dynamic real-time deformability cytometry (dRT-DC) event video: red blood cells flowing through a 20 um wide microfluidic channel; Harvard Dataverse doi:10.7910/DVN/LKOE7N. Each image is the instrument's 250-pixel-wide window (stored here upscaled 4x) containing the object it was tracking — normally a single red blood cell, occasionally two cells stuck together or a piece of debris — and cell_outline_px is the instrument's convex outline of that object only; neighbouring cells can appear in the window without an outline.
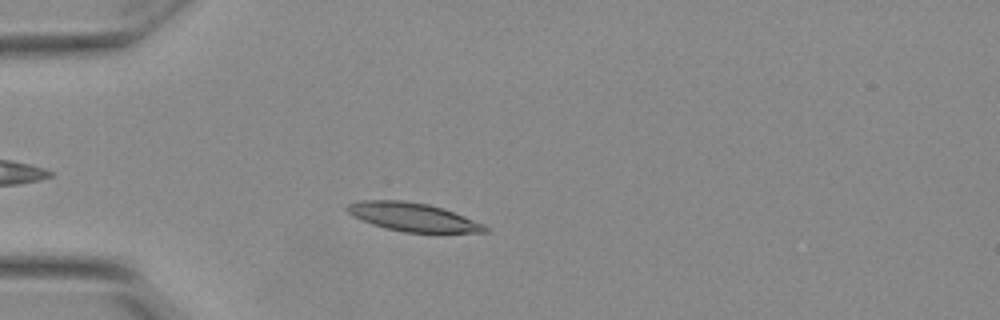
{"species": "Egyptian fruit bat (a non-hibernating species)", "species_latin": "Rousettus aegyptiacus", "temperature_condition": "warm", "stored_images_in_passage": 50, "camera_frame_rate_fps": 3000, "um_per_image_px": 0.085, "animal": {"sex": "female"}, "frame": {"image": 1, "passage_image": 11, "time_ms": 3.333, "image_size_px": [1000, 320], "cell_outline_px": [[488, 232], [404, 232], [384, 228], [372, 224], [352, 216], [344, 208], [348, 204], [360, 200], [404, 200], [428, 204], [444, 208], [484, 224], [488, 228]], "centroid_in_image_um": [35.06, 18.44], "position_along_channel_um": 49.9, "area_um2": 22.83}}
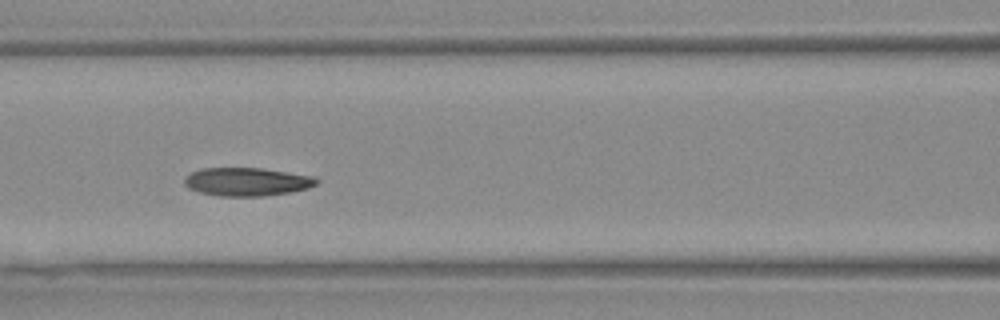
{"frame": {"image": 2, "passage_image": 20, "time_ms": 6.333, "image_size_px": [1000, 320], "cell_outline_px": [[320, 180], [316, 184], [308, 188], [292, 192], [264, 196], [220, 196], [200, 192], [188, 188], [184, 184], [184, 180], [192, 172], [204, 168], [260, 168], [316, 176]], "centroid_in_image_um": [21.04, 15.45], "position_along_channel_um": 145.6, "area_um2": 21.79}}
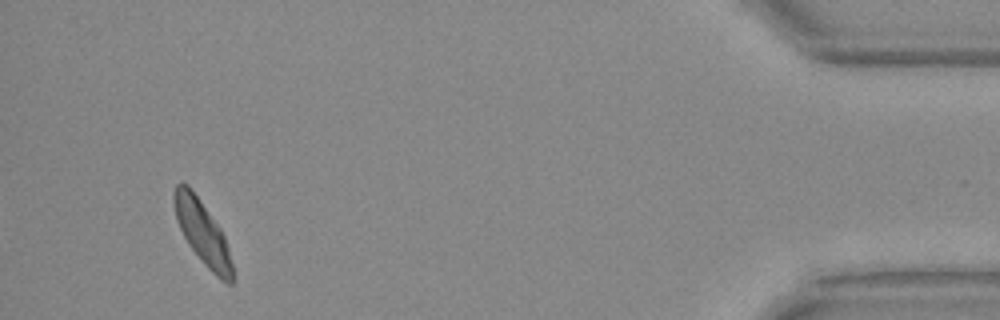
{"frame": {"image": 3, "passage_image": 47, "time_ms": 15.333, "image_size_px": [1000, 320], "cell_outline_px": [[232, 284], [228, 284], [220, 280], [204, 264], [188, 244], [176, 220], [172, 204], [172, 192], [176, 184], [188, 184], [220, 228], [224, 236], [228, 248], [232, 264]], "centroid_in_image_um": [17.17, 19.75], "position_along_channel_um": 418.0, "area_um2": 21.44}, "authors_computed_cell_mechanics": {"area_um2": 21.964, "velocity_mm_per_s": 3.7902, "shape_relaxation_time_tau1_ms": 7.4288, "shape_relaxation_time_tau2_ms": 1.9228, "deformation_change_tau1": 0.2355, "deformation_change_tau2": 0.0652}}